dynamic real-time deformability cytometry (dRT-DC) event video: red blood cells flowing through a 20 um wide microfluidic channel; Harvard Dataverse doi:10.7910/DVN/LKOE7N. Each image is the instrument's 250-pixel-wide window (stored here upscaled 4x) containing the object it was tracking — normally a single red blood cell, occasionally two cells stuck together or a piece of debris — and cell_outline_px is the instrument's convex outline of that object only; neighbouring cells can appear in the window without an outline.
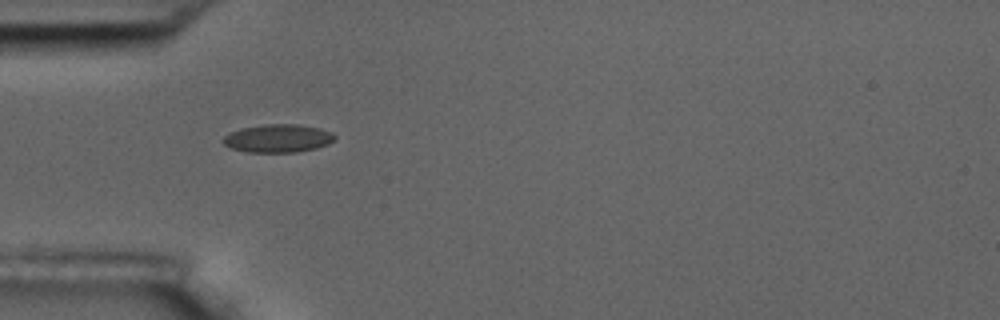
{"species": "common noctule bat (a hibernating species)", "species_latin": "Nyctalus noctula", "temperature_condition": "room temperature", "stored_images_in_passage": 2, "camera_frame_rate_fps": 3000, "um_per_image_px": 0.085, "animal": {"sex": "male", "body_mass_g": 17.5, "forearm_length_mm": 52.3}, "frame": {"image": 1, "passage_image": 1, "time_ms": 0.0, "image_size_px": [1000, 320], "cell_outline_px": [[336, 136], [328, 144], [316, 148], [296, 152], [248, 152], [232, 148], [224, 144], [224, 136], [228, 132], [240, 128], [264, 124], [296, 124], [320, 128], [332, 132]], "centroid_in_image_um": [23.62, 11.75], "position_along_channel_um": 61.4, "area_um2": 18.26}}